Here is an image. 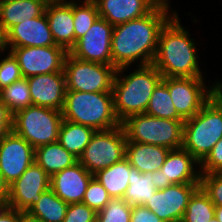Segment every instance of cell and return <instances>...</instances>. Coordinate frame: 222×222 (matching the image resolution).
<instances>
[{"instance_id":"6da1fadb","label":"cell","mask_w":222,"mask_h":222,"mask_svg":"<svg viewBox=\"0 0 222 222\" xmlns=\"http://www.w3.org/2000/svg\"><path fill=\"white\" fill-rule=\"evenodd\" d=\"M156 6L141 18L114 26L111 40L112 65L118 69L140 60L139 66L152 64L161 28L176 13ZM141 58V59H140Z\"/></svg>"},{"instance_id":"7a4b0ae2","label":"cell","mask_w":222,"mask_h":222,"mask_svg":"<svg viewBox=\"0 0 222 222\" xmlns=\"http://www.w3.org/2000/svg\"><path fill=\"white\" fill-rule=\"evenodd\" d=\"M178 18L175 13L161 28L152 64L163 78L202 77L195 43Z\"/></svg>"},{"instance_id":"3957f363","label":"cell","mask_w":222,"mask_h":222,"mask_svg":"<svg viewBox=\"0 0 222 222\" xmlns=\"http://www.w3.org/2000/svg\"><path fill=\"white\" fill-rule=\"evenodd\" d=\"M126 68L117 69L112 88L114 112L120 123L131 115L145 113L154 89L163 79L153 64L139 66L123 78L120 74Z\"/></svg>"},{"instance_id":"277c9868","label":"cell","mask_w":222,"mask_h":222,"mask_svg":"<svg viewBox=\"0 0 222 222\" xmlns=\"http://www.w3.org/2000/svg\"><path fill=\"white\" fill-rule=\"evenodd\" d=\"M64 120L104 131L121 125L114 112L112 92L66 91Z\"/></svg>"},{"instance_id":"5b68a950","label":"cell","mask_w":222,"mask_h":222,"mask_svg":"<svg viewBox=\"0 0 222 222\" xmlns=\"http://www.w3.org/2000/svg\"><path fill=\"white\" fill-rule=\"evenodd\" d=\"M222 138V107L211 98L192 118L184 121L182 148L199 163Z\"/></svg>"},{"instance_id":"8992f818","label":"cell","mask_w":222,"mask_h":222,"mask_svg":"<svg viewBox=\"0 0 222 222\" xmlns=\"http://www.w3.org/2000/svg\"><path fill=\"white\" fill-rule=\"evenodd\" d=\"M185 120L153 117L148 114H134L121 122L127 142L180 149L183 144Z\"/></svg>"},{"instance_id":"52a82bcc","label":"cell","mask_w":222,"mask_h":222,"mask_svg":"<svg viewBox=\"0 0 222 222\" xmlns=\"http://www.w3.org/2000/svg\"><path fill=\"white\" fill-rule=\"evenodd\" d=\"M62 111L30 105L13 114L12 130L34 149L58 141Z\"/></svg>"},{"instance_id":"ba28073f","label":"cell","mask_w":222,"mask_h":222,"mask_svg":"<svg viewBox=\"0 0 222 222\" xmlns=\"http://www.w3.org/2000/svg\"><path fill=\"white\" fill-rule=\"evenodd\" d=\"M126 143L122 125L110 130L95 131L78 162L94 175L125 158Z\"/></svg>"},{"instance_id":"9c48e42d","label":"cell","mask_w":222,"mask_h":222,"mask_svg":"<svg viewBox=\"0 0 222 222\" xmlns=\"http://www.w3.org/2000/svg\"><path fill=\"white\" fill-rule=\"evenodd\" d=\"M67 91L112 92L117 69L113 65L84 61L69 53L64 62Z\"/></svg>"},{"instance_id":"30bf717a","label":"cell","mask_w":222,"mask_h":222,"mask_svg":"<svg viewBox=\"0 0 222 222\" xmlns=\"http://www.w3.org/2000/svg\"><path fill=\"white\" fill-rule=\"evenodd\" d=\"M177 113L184 119L195 116L212 98V87L204 85L203 77L163 78ZM207 88V89H206Z\"/></svg>"},{"instance_id":"8fae6325","label":"cell","mask_w":222,"mask_h":222,"mask_svg":"<svg viewBox=\"0 0 222 222\" xmlns=\"http://www.w3.org/2000/svg\"><path fill=\"white\" fill-rule=\"evenodd\" d=\"M9 48L18 60L23 78L64 72V62L68 51L60 45Z\"/></svg>"},{"instance_id":"7c38bea8","label":"cell","mask_w":222,"mask_h":222,"mask_svg":"<svg viewBox=\"0 0 222 222\" xmlns=\"http://www.w3.org/2000/svg\"><path fill=\"white\" fill-rule=\"evenodd\" d=\"M114 26L99 17L69 50L74 58L112 65L111 40Z\"/></svg>"},{"instance_id":"4fadbf2b","label":"cell","mask_w":222,"mask_h":222,"mask_svg":"<svg viewBox=\"0 0 222 222\" xmlns=\"http://www.w3.org/2000/svg\"><path fill=\"white\" fill-rule=\"evenodd\" d=\"M200 187V183L172 184L158 189L143 204L163 222H181L190 197Z\"/></svg>"},{"instance_id":"5bb4252c","label":"cell","mask_w":222,"mask_h":222,"mask_svg":"<svg viewBox=\"0 0 222 222\" xmlns=\"http://www.w3.org/2000/svg\"><path fill=\"white\" fill-rule=\"evenodd\" d=\"M50 188V176L36 163L9 186V206L28 212L40 199L41 193Z\"/></svg>"},{"instance_id":"9a60e30c","label":"cell","mask_w":222,"mask_h":222,"mask_svg":"<svg viewBox=\"0 0 222 222\" xmlns=\"http://www.w3.org/2000/svg\"><path fill=\"white\" fill-rule=\"evenodd\" d=\"M35 162V149L13 130L0 142V172L10 186Z\"/></svg>"},{"instance_id":"2e32d148","label":"cell","mask_w":222,"mask_h":222,"mask_svg":"<svg viewBox=\"0 0 222 222\" xmlns=\"http://www.w3.org/2000/svg\"><path fill=\"white\" fill-rule=\"evenodd\" d=\"M32 105L63 110L66 95L64 72H54L27 78Z\"/></svg>"},{"instance_id":"e0dca14e","label":"cell","mask_w":222,"mask_h":222,"mask_svg":"<svg viewBox=\"0 0 222 222\" xmlns=\"http://www.w3.org/2000/svg\"><path fill=\"white\" fill-rule=\"evenodd\" d=\"M94 175L79 162L50 177V189L67 204L81 203Z\"/></svg>"},{"instance_id":"ac0fdd59","label":"cell","mask_w":222,"mask_h":222,"mask_svg":"<svg viewBox=\"0 0 222 222\" xmlns=\"http://www.w3.org/2000/svg\"><path fill=\"white\" fill-rule=\"evenodd\" d=\"M9 47H45L54 46L49 22L45 12L33 19L20 22L7 31Z\"/></svg>"},{"instance_id":"d6986e66","label":"cell","mask_w":222,"mask_h":222,"mask_svg":"<svg viewBox=\"0 0 222 222\" xmlns=\"http://www.w3.org/2000/svg\"><path fill=\"white\" fill-rule=\"evenodd\" d=\"M45 14L54 42L69 52L75 45L73 1L49 0Z\"/></svg>"},{"instance_id":"ffe728a7","label":"cell","mask_w":222,"mask_h":222,"mask_svg":"<svg viewBox=\"0 0 222 222\" xmlns=\"http://www.w3.org/2000/svg\"><path fill=\"white\" fill-rule=\"evenodd\" d=\"M99 16L113 26L141 18L156 5L151 0H93Z\"/></svg>"},{"instance_id":"44dd1931","label":"cell","mask_w":222,"mask_h":222,"mask_svg":"<svg viewBox=\"0 0 222 222\" xmlns=\"http://www.w3.org/2000/svg\"><path fill=\"white\" fill-rule=\"evenodd\" d=\"M195 164L200 163L187 150H170L160 169L164 177V188L172 184L200 183L201 174L194 170Z\"/></svg>"},{"instance_id":"7402d4cb","label":"cell","mask_w":222,"mask_h":222,"mask_svg":"<svg viewBox=\"0 0 222 222\" xmlns=\"http://www.w3.org/2000/svg\"><path fill=\"white\" fill-rule=\"evenodd\" d=\"M170 149L139 142L126 143V158L140 173H153L161 169Z\"/></svg>"},{"instance_id":"603a6c76","label":"cell","mask_w":222,"mask_h":222,"mask_svg":"<svg viewBox=\"0 0 222 222\" xmlns=\"http://www.w3.org/2000/svg\"><path fill=\"white\" fill-rule=\"evenodd\" d=\"M49 0H0V24L8 31L12 26L41 16Z\"/></svg>"},{"instance_id":"cb8c5ba5","label":"cell","mask_w":222,"mask_h":222,"mask_svg":"<svg viewBox=\"0 0 222 222\" xmlns=\"http://www.w3.org/2000/svg\"><path fill=\"white\" fill-rule=\"evenodd\" d=\"M35 162L51 177L55 173L73 166L78 162V158L57 141L37 147L35 149Z\"/></svg>"},{"instance_id":"d4e9b609","label":"cell","mask_w":222,"mask_h":222,"mask_svg":"<svg viewBox=\"0 0 222 222\" xmlns=\"http://www.w3.org/2000/svg\"><path fill=\"white\" fill-rule=\"evenodd\" d=\"M131 167L125 157L106 169L99 170L94 177L103 185L111 198H123L129 186Z\"/></svg>"},{"instance_id":"484cf974","label":"cell","mask_w":222,"mask_h":222,"mask_svg":"<svg viewBox=\"0 0 222 222\" xmlns=\"http://www.w3.org/2000/svg\"><path fill=\"white\" fill-rule=\"evenodd\" d=\"M94 133L95 130L89 126L63 119L59 130L58 142L79 159Z\"/></svg>"},{"instance_id":"4316f807","label":"cell","mask_w":222,"mask_h":222,"mask_svg":"<svg viewBox=\"0 0 222 222\" xmlns=\"http://www.w3.org/2000/svg\"><path fill=\"white\" fill-rule=\"evenodd\" d=\"M68 206L49 188L28 212L43 222H63Z\"/></svg>"},{"instance_id":"83f0119b","label":"cell","mask_w":222,"mask_h":222,"mask_svg":"<svg viewBox=\"0 0 222 222\" xmlns=\"http://www.w3.org/2000/svg\"><path fill=\"white\" fill-rule=\"evenodd\" d=\"M129 186L123 199L131 206L143 205L157 191L152 183L151 173H140L136 168H130Z\"/></svg>"},{"instance_id":"f1b7e54d","label":"cell","mask_w":222,"mask_h":222,"mask_svg":"<svg viewBox=\"0 0 222 222\" xmlns=\"http://www.w3.org/2000/svg\"><path fill=\"white\" fill-rule=\"evenodd\" d=\"M145 114L158 118L184 120L177 113L168 87L162 81L154 89Z\"/></svg>"},{"instance_id":"f546056e","label":"cell","mask_w":222,"mask_h":222,"mask_svg":"<svg viewBox=\"0 0 222 222\" xmlns=\"http://www.w3.org/2000/svg\"><path fill=\"white\" fill-rule=\"evenodd\" d=\"M215 214V204L199 187L190 197L181 222H209Z\"/></svg>"},{"instance_id":"4dcf8cb0","label":"cell","mask_w":222,"mask_h":222,"mask_svg":"<svg viewBox=\"0 0 222 222\" xmlns=\"http://www.w3.org/2000/svg\"><path fill=\"white\" fill-rule=\"evenodd\" d=\"M0 98L13 114L32 105L27 78H22L0 90Z\"/></svg>"},{"instance_id":"1f68e13d","label":"cell","mask_w":222,"mask_h":222,"mask_svg":"<svg viewBox=\"0 0 222 222\" xmlns=\"http://www.w3.org/2000/svg\"><path fill=\"white\" fill-rule=\"evenodd\" d=\"M99 17L97 6L93 0H84L81 5H77L73 0L75 43L85 35Z\"/></svg>"},{"instance_id":"d6a6232c","label":"cell","mask_w":222,"mask_h":222,"mask_svg":"<svg viewBox=\"0 0 222 222\" xmlns=\"http://www.w3.org/2000/svg\"><path fill=\"white\" fill-rule=\"evenodd\" d=\"M132 206L123 198H111L109 203L97 212L96 222H130Z\"/></svg>"},{"instance_id":"836d02e7","label":"cell","mask_w":222,"mask_h":222,"mask_svg":"<svg viewBox=\"0 0 222 222\" xmlns=\"http://www.w3.org/2000/svg\"><path fill=\"white\" fill-rule=\"evenodd\" d=\"M107 190L94 176L88 183L82 203L88 205L96 212L102 210L110 201Z\"/></svg>"},{"instance_id":"e575fe53","label":"cell","mask_w":222,"mask_h":222,"mask_svg":"<svg viewBox=\"0 0 222 222\" xmlns=\"http://www.w3.org/2000/svg\"><path fill=\"white\" fill-rule=\"evenodd\" d=\"M23 78L17 58L11 51L0 61V90Z\"/></svg>"},{"instance_id":"d590c367","label":"cell","mask_w":222,"mask_h":222,"mask_svg":"<svg viewBox=\"0 0 222 222\" xmlns=\"http://www.w3.org/2000/svg\"><path fill=\"white\" fill-rule=\"evenodd\" d=\"M200 187L215 206H222V172L201 174Z\"/></svg>"},{"instance_id":"8d00e7d4","label":"cell","mask_w":222,"mask_h":222,"mask_svg":"<svg viewBox=\"0 0 222 222\" xmlns=\"http://www.w3.org/2000/svg\"><path fill=\"white\" fill-rule=\"evenodd\" d=\"M97 212L84 203L69 204L63 222H95Z\"/></svg>"},{"instance_id":"74e56055","label":"cell","mask_w":222,"mask_h":222,"mask_svg":"<svg viewBox=\"0 0 222 222\" xmlns=\"http://www.w3.org/2000/svg\"><path fill=\"white\" fill-rule=\"evenodd\" d=\"M199 165L201 166L200 174L222 172V138Z\"/></svg>"},{"instance_id":"f35d334b","label":"cell","mask_w":222,"mask_h":222,"mask_svg":"<svg viewBox=\"0 0 222 222\" xmlns=\"http://www.w3.org/2000/svg\"><path fill=\"white\" fill-rule=\"evenodd\" d=\"M13 113L0 98V142L12 131Z\"/></svg>"},{"instance_id":"ab89813d","label":"cell","mask_w":222,"mask_h":222,"mask_svg":"<svg viewBox=\"0 0 222 222\" xmlns=\"http://www.w3.org/2000/svg\"><path fill=\"white\" fill-rule=\"evenodd\" d=\"M130 222H163L144 205L132 206Z\"/></svg>"},{"instance_id":"60d3db41","label":"cell","mask_w":222,"mask_h":222,"mask_svg":"<svg viewBox=\"0 0 222 222\" xmlns=\"http://www.w3.org/2000/svg\"><path fill=\"white\" fill-rule=\"evenodd\" d=\"M20 211L9 207L0 217V222H18Z\"/></svg>"},{"instance_id":"b9f144b4","label":"cell","mask_w":222,"mask_h":222,"mask_svg":"<svg viewBox=\"0 0 222 222\" xmlns=\"http://www.w3.org/2000/svg\"><path fill=\"white\" fill-rule=\"evenodd\" d=\"M151 177L152 183L157 190L164 189V177L161 170L151 173Z\"/></svg>"},{"instance_id":"7bdbcfd3","label":"cell","mask_w":222,"mask_h":222,"mask_svg":"<svg viewBox=\"0 0 222 222\" xmlns=\"http://www.w3.org/2000/svg\"><path fill=\"white\" fill-rule=\"evenodd\" d=\"M212 88V98L222 107V84L216 83Z\"/></svg>"},{"instance_id":"ee69618b","label":"cell","mask_w":222,"mask_h":222,"mask_svg":"<svg viewBox=\"0 0 222 222\" xmlns=\"http://www.w3.org/2000/svg\"><path fill=\"white\" fill-rule=\"evenodd\" d=\"M9 186L5 183L3 176L0 172V201H8Z\"/></svg>"},{"instance_id":"f6af8a7d","label":"cell","mask_w":222,"mask_h":222,"mask_svg":"<svg viewBox=\"0 0 222 222\" xmlns=\"http://www.w3.org/2000/svg\"><path fill=\"white\" fill-rule=\"evenodd\" d=\"M8 46L7 42V31L6 29L0 24V51L4 52Z\"/></svg>"},{"instance_id":"bcb514c9","label":"cell","mask_w":222,"mask_h":222,"mask_svg":"<svg viewBox=\"0 0 222 222\" xmlns=\"http://www.w3.org/2000/svg\"><path fill=\"white\" fill-rule=\"evenodd\" d=\"M18 222H43L37 217L32 216L29 212H20Z\"/></svg>"},{"instance_id":"7dc6e473","label":"cell","mask_w":222,"mask_h":222,"mask_svg":"<svg viewBox=\"0 0 222 222\" xmlns=\"http://www.w3.org/2000/svg\"><path fill=\"white\" fill-rule=\"evenodd\" d=\"M156 6L170 8L168 0H151Z\"/></svg>"},{"instance_id":"c3c4849f","label":"cell","mask_w":222,"mask_h":222,"mask_svg":"<svg viewBox=\"0 0 222 222\" xmlns=\"http://www.w3.org/2000/svg\"><path fill=\"white\" fill-rule=\"evenodd\" d=\"M214 216L217 218L219 222H222V206H215Z\"/></svg>"},{"instance_id":"681fc988","label":"cell","mask_w":222,"mask_h":222,"mask_svg":"<svg viewBox=\"0 0 222 222\" xmlns=\"http://www.w3.org/2000/svg\"><path fill=\"white\" fill-rule=\"evenodd\" d=\"M9 207L8 201H0V217Z\"/></svg>"},{"instance_id":"f907efd6","label":"cell","mask_w":222,"mask_h":222,"mask_svg":"<svg viewBox=\"0 0 222 222\" xmlns=\"http://www.w3.org/2000/svg\"><path fill=\"white\" fill-rule=\"evenodd\" d=\"M209 222H219L217 218L214 216Z\"/></svg>"}]
</instances>
